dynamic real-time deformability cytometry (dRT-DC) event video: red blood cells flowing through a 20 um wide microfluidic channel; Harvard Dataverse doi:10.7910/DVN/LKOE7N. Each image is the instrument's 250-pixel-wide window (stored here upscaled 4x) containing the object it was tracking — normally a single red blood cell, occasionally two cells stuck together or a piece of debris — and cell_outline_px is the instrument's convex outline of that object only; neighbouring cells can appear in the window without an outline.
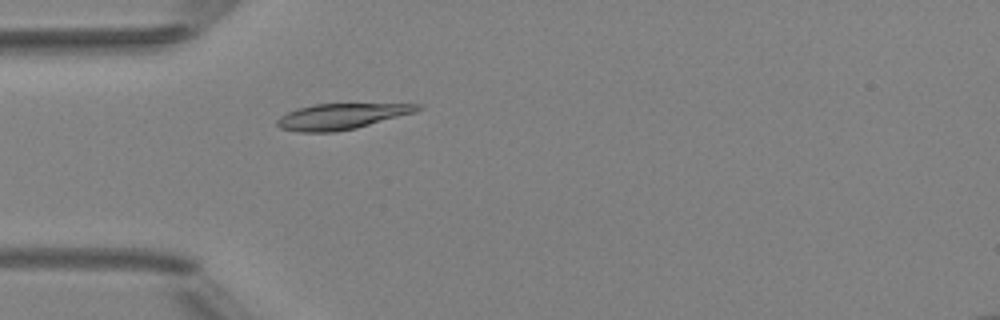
{"species": "Egyptian fruit bat (a non-hibernating species)", "species_latin": "Rousettus aegyptiacus", "temperature_condition": "room temperature", "stored_images_in_passage": 3, "camera_frame_rate_fps": 3000, "um_per_image_px": 0.085, "animal": {"sex": "female"}, "frame": {"image": 1, "passage_image": 3, "time_ms": 3.333, "image_size_px": [1000, 320], "cell_outline_px": [[424, 108], [416, 112], [356, 128], [336, 132], [300, 132], [280, 128], [276, 124], [276, 120], [280, 116], [288, 112], [300, 108], [316, 104], [424, 104]], "centroid_in_image_um": [29.05, 9.89], "position_along_channel_um": 56.0, "area_um2": 20.98}}